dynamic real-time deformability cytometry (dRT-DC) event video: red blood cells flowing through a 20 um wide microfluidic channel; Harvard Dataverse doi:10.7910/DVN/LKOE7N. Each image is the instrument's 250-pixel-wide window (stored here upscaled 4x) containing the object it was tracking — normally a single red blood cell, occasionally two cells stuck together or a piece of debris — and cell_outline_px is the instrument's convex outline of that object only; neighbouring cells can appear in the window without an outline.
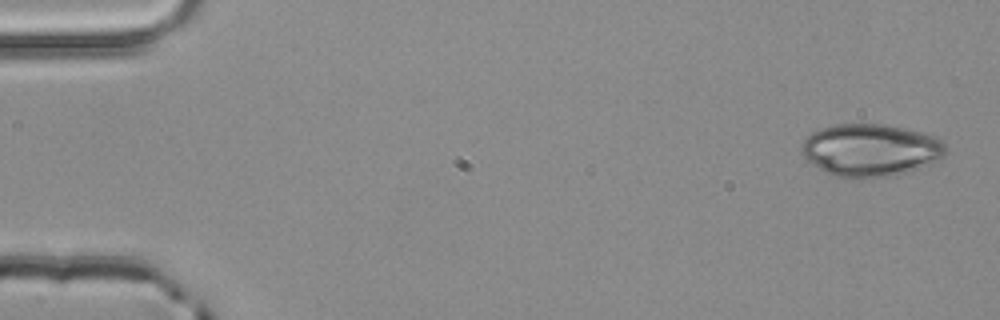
{"species": "common noctule bat (a hibernating species)", "species_latin": "Nyctalus noctula", "temperature_condition": "room temperature", "stored_images_in_passage": 4, "camera_frame_rate_fps": 3000, "um_per_image_px": 0.085, "animal": {"sex": "male", "body_mass_g": 20.4}, "frame": {"image": 1, "passage_image": 1, "time_ms": 0.0, "image_size_px": [1000, 320], "cell_outline_px": [[948, 148], [944, 156], [928, 164], [908, 172], [888, 176], [836, 176], [820, 168], [804, 156], [800, 148], [800, 144], [812, 132], [820, 128], [836, 124], [884, 124], [904, 128], [936, 136]], "centroid_in_image_um": [74.01, 12.72], "position_along_channel_um": 11.0, "area_um2": 43.35}}